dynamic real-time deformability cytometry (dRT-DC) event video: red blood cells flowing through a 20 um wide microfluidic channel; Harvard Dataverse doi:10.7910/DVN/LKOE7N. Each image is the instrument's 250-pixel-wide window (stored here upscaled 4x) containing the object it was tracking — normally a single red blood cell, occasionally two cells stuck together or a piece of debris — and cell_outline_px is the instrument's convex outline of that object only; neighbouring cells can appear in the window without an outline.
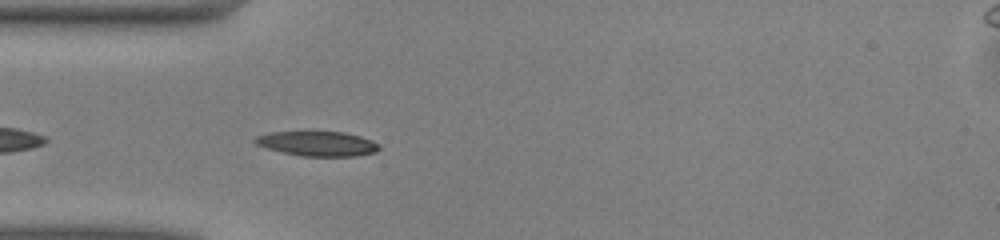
{"species": "common noctule bat (a hibernating species)", "species_latin": "Nyctalus noctula", "temperature_condition": "warm", "stored_images_in_passage": 37, "camera_frame_rate_fps": 3000, "um_per_image_px": 0.085, "animal": {"sex": "male", "body_mass_g": 13.0, "forearm_length_mm": 53.1}, "frame": {"image": 1, "passage_image": 3, "time_ms": 0.667, "image_size_px": [1000, 240], "cell_outline_px": [[380, 148], [376, 152], [356, 156], [300, 156], [268, 148], [256, 144], [252, 140], [256, 136], [268, 132], [304, 128], [308, 128], [344, 132], [360, 136], [372, 140], [380, 144]], "centroid_in_image_um": [26.95, 12.14], "position_along_channel_um": 58.1, "area_um2": 19.02}}
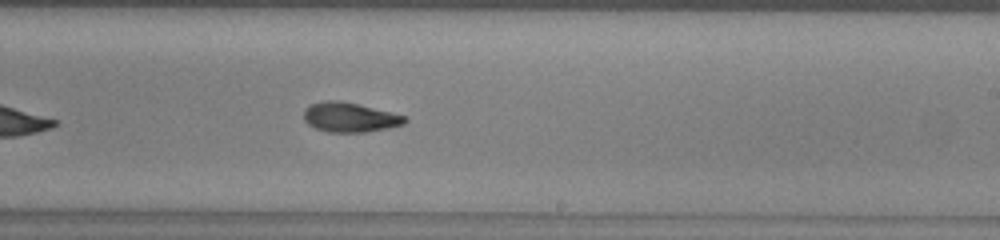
{"frame": {"image": 2, "passage_image": 18, "time_ms": 5.667, "image_size_px": [1000, 240], "cell_outline_px": [[408, 120], [404, 124], [388, 128], [364, 132], [328, 132], [316, 128], [308, 124], [304, 120], [304, 108], [312, 104], [328, 100], [340, 100], [404, 116]], "centroid_in_image_um": [29.69, 9.98], "position_along_channel_um": 259.3, "area_um2": 17.11}}
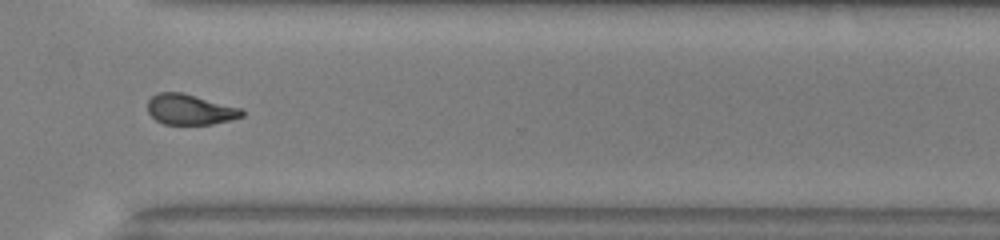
{"frame": {"image": 3, "passage_image": 25, "time_ms": 8.0, "image_size_px": [1000, 240], "cell_outline_px": [[244, 116], [212, 124], [164, 124], [156, 120], [148, 112], [148, 100], [156, 92], [180, 92], [244, 108]], "centroid_in_image_um": [16.16, 9.3], "position_along_channel_um": 354.4, "area_um2": 16.76}, "authors_computed_cell_mechanics": {"area_um2": 17.8602, "velocity_mm_per_s": 4.0632, "shape_relaxation_time_tau1_ms": 4.026, "shape_relaxation_time_tau2_ms": 8.8574, "deformation_change_tau1": 0.1562, "deformation_change_tau2": 0.1592}}